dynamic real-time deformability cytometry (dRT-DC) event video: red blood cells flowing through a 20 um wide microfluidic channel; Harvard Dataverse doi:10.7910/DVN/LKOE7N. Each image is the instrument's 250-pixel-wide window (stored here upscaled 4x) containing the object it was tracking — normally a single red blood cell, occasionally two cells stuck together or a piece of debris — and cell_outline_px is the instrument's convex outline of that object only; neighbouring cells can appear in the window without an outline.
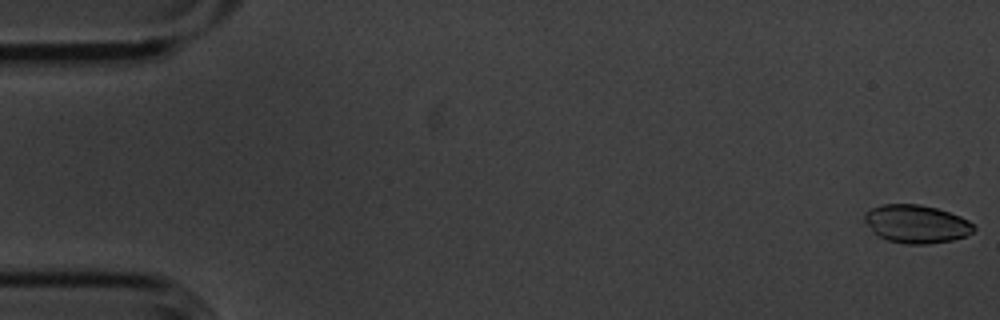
{"species": "common noctule bat (a hibernating species)", "species_latin": "Nyctalus noctula", "temperature_condition": "cold", "stored_images_in_passage": 55, "camera_frame_rate_fps": 3000, "um_per_image_px": 0.085, "animal": {"sex": "male", "body_mass_g": 20.1, "forearm_length_mm": 53.5}, "frame": {"image": 1, "passage_image": 1, "time_ms": 0.0, "image_size_px": [1000, 320], "cell_outline_px": [[976, 228], [972, 232], [964, 236], [952, 240], [928, 244], [904, 244], [888, 240], [872, 232], [864, 220], [864, 212], [880, 204], [920, 204], [936, 208], [960, 216], [968, 220]], "centroid_in_image_um": [77.86, 19.03], "position_along_channel_um": 7.1, "area_um2": 24.28}}
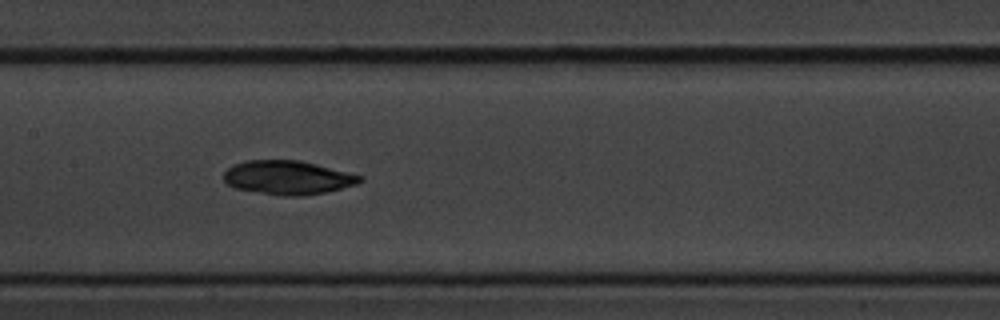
{"frame": {"image": 2, "passage_image": 27, "time_ms": 8.667, "image_size_px": [1000, 320], "cell_outline_px": [[364, 180], [356, 184], [324, 192], [304, 196], [284, 196], [232, 188], [224, 180], [224, 172], [232, 164], [248, 160], [300, 160], [364, 176]], "centroid_in_image_um": [24.44, 15.09], "position_along_channel_um": 183.0, "area_um2": 26.88}}
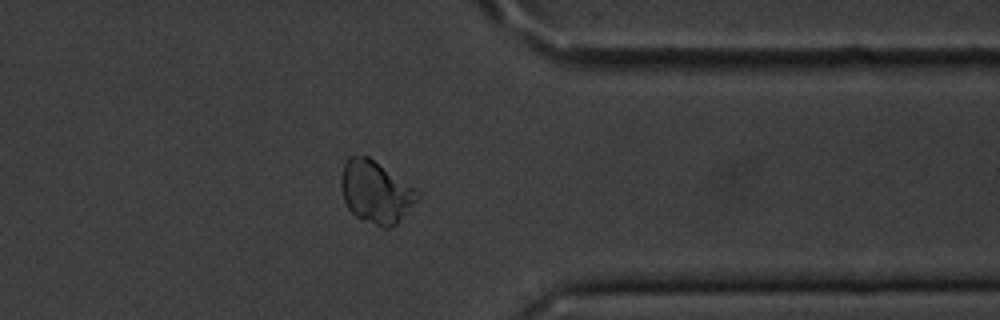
{"frame": {"image": 3, "passage_image": 44, "time_ms": 14.333, "image_size_px": [1000, 320], "cell_outline_px": [[420, 196], [396, 224], [388, 228], [384, 228], [356, 216], [348, 208], [344, 200], [340, 184], [340, 180], [344, 164], [348, 156], [368, 156], [416, 188], [420, 192]], "centroid_in_image_um": [31.93, 16.3], "position_along_channel_um": 379.5, "area_um2": 27.4}}